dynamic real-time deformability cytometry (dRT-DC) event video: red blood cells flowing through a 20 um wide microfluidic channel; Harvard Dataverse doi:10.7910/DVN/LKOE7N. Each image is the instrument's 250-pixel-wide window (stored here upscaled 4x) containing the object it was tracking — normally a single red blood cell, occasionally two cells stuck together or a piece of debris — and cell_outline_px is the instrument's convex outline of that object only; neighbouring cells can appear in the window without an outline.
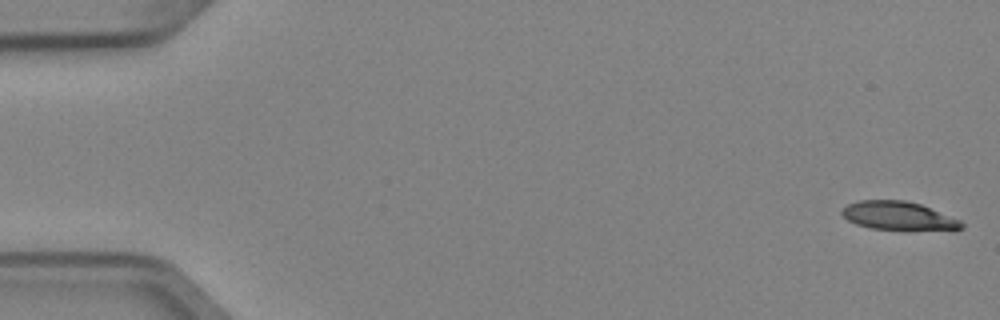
{"species": "Egyptian fruit bat (a non-hibernating species)", "species_latin": "Rousettus aegyptiacus", "temperature_condition": "cold", "stored_images_in_passage": 4, "camera_frame_rate_fps": 3000, "um_per_image_px": 0.085, "animal": {"sex": "female"}, "frame": {"image": 1, "passage_image": 1, "time_ms": 0.0, "image_size_px": [1000, 320], "cell_outline_px": [[964, 228], [956, 232], [904, 232], [868, 228], [856, 224], [848, 220], [840, 212], [848, 204], [860, 200], [904, 200], [920, 204], [960, 220], [964, 224]], "centroid_in_image_um": [76.49, 18.43], "position_along_channel_um": 8.5, "area_um2": 21.04}}